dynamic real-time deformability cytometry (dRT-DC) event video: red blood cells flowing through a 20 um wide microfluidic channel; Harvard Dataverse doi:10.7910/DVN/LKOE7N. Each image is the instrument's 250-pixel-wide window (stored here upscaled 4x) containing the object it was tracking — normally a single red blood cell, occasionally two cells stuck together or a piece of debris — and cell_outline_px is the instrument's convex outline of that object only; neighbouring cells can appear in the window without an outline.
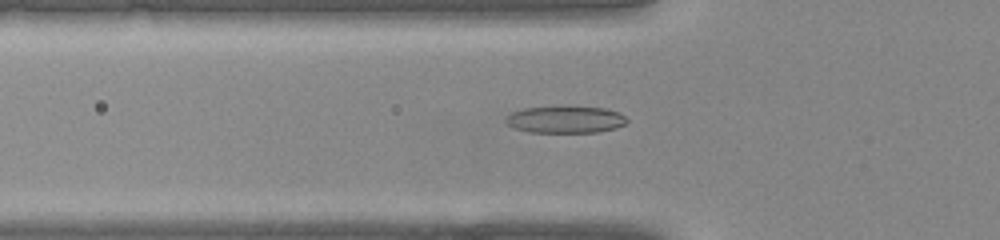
{"species": "common noctule bat (a hibernating species)", "species_latin": "Nyctalus noctula", "temperature_condition": "warm", "stored_images_in_passage": 40, "camera_frame_rate_fps": 3000, "um_per_image_px": 0.085, "animal": {"sex": "female", "body_mass_g": 22.0, "forearm_length_mm": 56.7}, "frame": {"image": 1, "passage_image": 14, "time_ms": 4.333, "image_size_px": [1000, 240], "cell_outline_px": [[628, 120], [624, 124], [616, 128], [600, 132], [528, 132], [516, 128], [508, 124], [504, 120], [512, 112], [524, 108], [604, 108], [616, 112], [624, 116]], "centroid_in_image_um": [48.06, 10.19], "position_along_channel_um": 77.7, "area_um2": 18.38}}
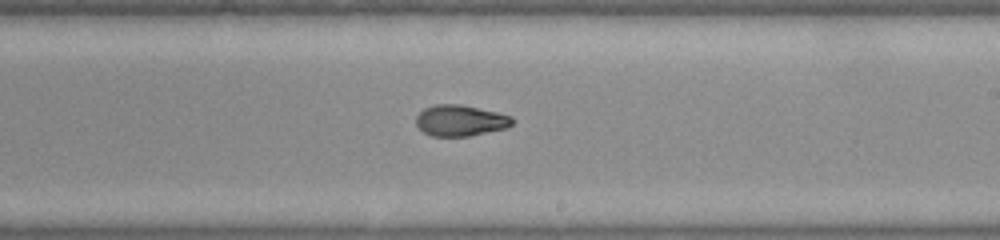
{"frame": {"image": 2, "passage_image": 24, "time_ms": 7.667, "image_size_px": [1000, 240], "cell_outline_px": [[512, 124], [508, 128], [468, 136], [432, 136], [424, 132], [416, 124], [416, 116], [424, 108], [436, 104], [460, 104], [496, 112], [512, 116]], "centroid_in_image_um": [39.12, 10.24], "position_along_channel_um": 249.9, "area_um2": 17.34}}
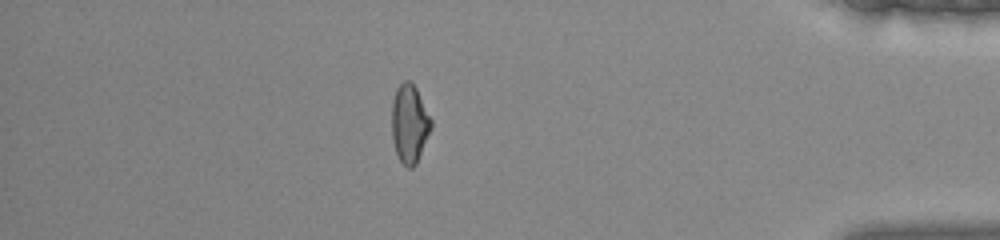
{"frame": {"image": 3, "passage_image": 35, "time_ms": 11.333, "image_size_px": [1000, 240], "cell_outline_px": [[432, 128], [416, 164], [412, 168], [408, 168], [400, 160], [396, 152], [392, 140], [392, 100], [396, 88], [404, 80], [408, 80], [416, 88], [432, 120]], "centroid_in_image_um": [34.8, 10.51], "position_along_channel_um": 400.4, "area_um2": 17.98}}